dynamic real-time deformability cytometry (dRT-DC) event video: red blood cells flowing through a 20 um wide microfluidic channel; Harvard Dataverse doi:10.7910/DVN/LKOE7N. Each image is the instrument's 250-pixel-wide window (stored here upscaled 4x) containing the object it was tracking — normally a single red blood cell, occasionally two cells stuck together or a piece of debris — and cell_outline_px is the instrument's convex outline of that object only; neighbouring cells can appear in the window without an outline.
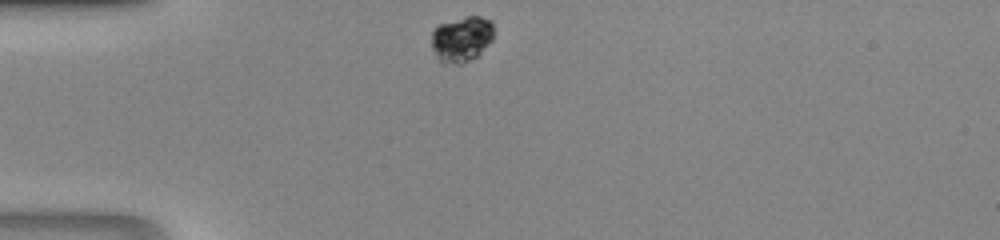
{"species": "human", "species_latin": "Homo sapiens", "temperature_condition": "room temperature", "stored_images_in_passage": 27, "camera_frame_rate_fps": 3000, "um_per_image_px": 0.085, "donor": {"sex": "male"}, "frame": {"image": 1, "passage_image": 1, "time_ms": 0.0, "image_size_px": [1000, 240], "cell_outline_px": [[492, 40], [476, 56], [460, 64], [444, 64], [436, 56], [432, 48], [432, 32], [436, 24], [468, 16], [480, 16], [492, 20]], "centroid_in_image_um": [39.21, 3.3], "position_along_channel_um": 45.8, "area_um2": 16.47}}
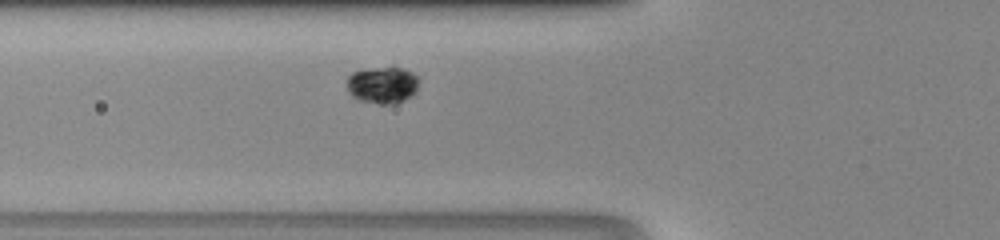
{"frame": {"image": 2, "passage_image": 6, "time_ms": 1.667, "image_size_px": [1000, 240], "cell_outline_px": [[420, 80], [416, 92], [412, 96], [396, 104], [380, 104], [356, 100], [348, 92], [348, 76], [352, 72], [392, 64], [404, 68], [412, 72]], "centroid_in_image_um": [32.55, 7.2], "position_along_channel_um": 93.3, "area_um2": 16.07}}
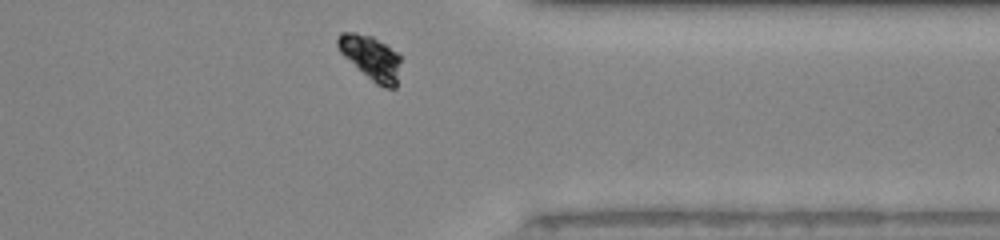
{"frame": {"image": 3, "passage_image": 26, "time_ms": 8.333, "image_size_px": [1000, 240], "cell_outline_px": [[400, 60], [396, 88], [384, 88], [376, 84], [344, 56], [340, 52], [336, 44], [336, 40], [340, 32], [356, 32], [372, 36], [400, 52]], "centroid_in_image_um": [31.54, 4.88], "position_along_channel_um": 379.9, "area_um2": 16.3}}